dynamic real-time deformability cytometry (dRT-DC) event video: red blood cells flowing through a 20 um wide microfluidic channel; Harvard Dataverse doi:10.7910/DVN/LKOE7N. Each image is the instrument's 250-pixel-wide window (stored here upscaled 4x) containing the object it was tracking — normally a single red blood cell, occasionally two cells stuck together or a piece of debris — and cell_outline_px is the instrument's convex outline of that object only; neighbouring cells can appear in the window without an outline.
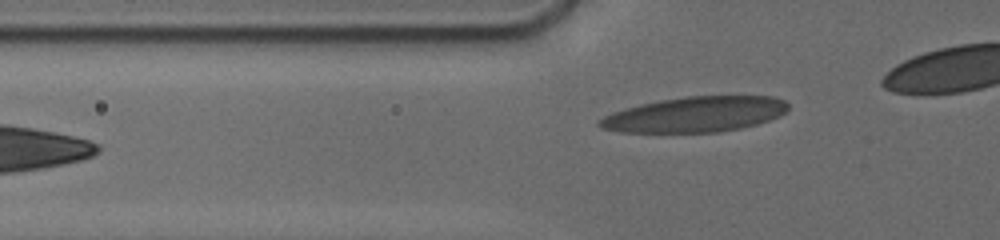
{"species": "human", "species_latin": "Homo sapiens", "temperature_condition": "cold", "stored_images_in_passage": 72, "camera_frame_rate_fps": 3000, "um_per_image_px": 0.085, "donor": {"sex": "male"}, "frame": {"image": 1, "passage_image": 11, "time_ms": 1.667, "image_size_px": [1000, 240], "cell_outline_px": [[788, 108], [780, 116], [756, 124], [740, 128], [720, 132], [620, 132], [600, 128], [596, 124], [596, 120], [612, 112], [624, 108], [640, 104], [660, 100], [684, 96], [772, 96], [784, 100], [788, 104]], "centroid_in_image_um": [59.04, 9.72], "position_along_channel_um": 66.8, "area_um2": 39.02}}
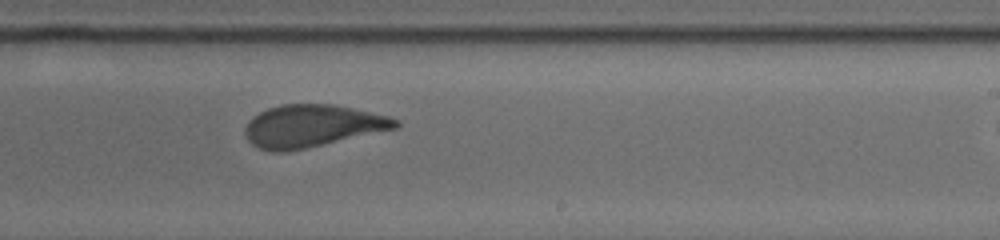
{"frame": {"image": 2, "passage_image": 45, "time_ms": 7.0, "image_size_px": [1000, 240], "cell_outline_px": [[400, 124], [396, 128], [304, 148], [284, 152], [276, 152], [260, 148], [252, 144], [248, 140], [244, 132], [244, 128], [252, 116], [268, 108], [284, 104], [332, 104], [352, 108], [388, 116], [400, 120]], "centroid_in_image_um": [26.5, 10.69], "position_along_channel_um": 262.5, "area_um2": 36.65}}
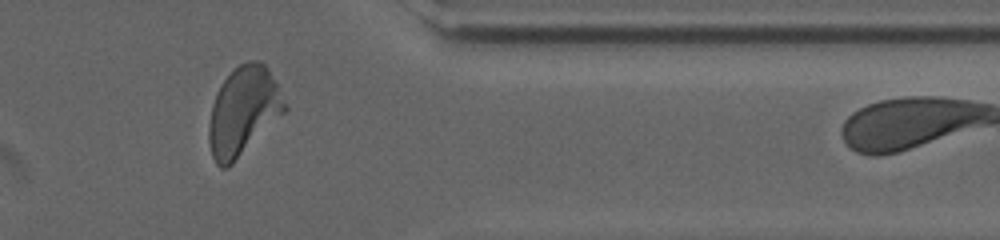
{"frame": {"image": 3, "passage_image": 66, "time_ms": 10.667, "image_size_px": [1000, 240], "cell_outline_px": [[288, 108], [232, 164], [224, 168], [220, 168], [216, 164], [212, 156], [208, 140], [208, 124], [212, 104], [216, 92], [224, 80], [240, 64], [248, 60], [260, 60], [268, 68], [276, 80]], "centroid_in_image_um": [20.67, 9.44], "position_along_channel_um": 390.7, "area_um2": 38.84}, "authors_computed_cell_mechanics": {"area_um2": 37.6567, "velocity_mm_per_s": 3.7617, "shape_relaxation_time_tau1_ms": 6.2226, "shape_relaxation_time_tau2_ms": 1.1975, "deformation_change_tau1": 0.1936, "deformation_change_tau2": 0.0835}}